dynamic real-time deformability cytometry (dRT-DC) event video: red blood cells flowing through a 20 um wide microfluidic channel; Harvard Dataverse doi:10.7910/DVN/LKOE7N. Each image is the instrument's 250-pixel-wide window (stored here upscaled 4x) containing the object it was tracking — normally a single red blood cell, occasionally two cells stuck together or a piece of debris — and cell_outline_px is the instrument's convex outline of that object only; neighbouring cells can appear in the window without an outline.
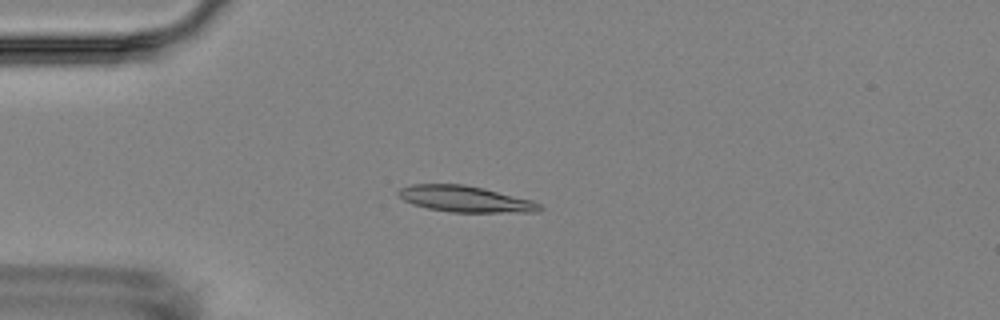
{"species": "Egyptian fruit bat (a non-hibernating species)", "species_latin": "Rousettus aegyptiacus", "temperature_condition": "room temperature", "stored_images_in_passage": 8, "camera_frame_rate_fps": 3000, "um_per_image_px": 0.085, "animal": {"sex": "female"}, "frame": {"image": 1, "passage_image": 4, "time_ms": 3.333, "image_size_px": [1000, 320], "cell_outline_px": [[544, 208], [536, 212], [452, 212], [428, 208], [412, 204], [404, 200], [396, 192], [400, 188], [412, 184], [464, 184], [484, 188], [532, 200], [540, 204]], "centroid_in_image_um": [39.55, 16.91], "position_along_channel_um": 45.5, "area_um2": 21.5}}
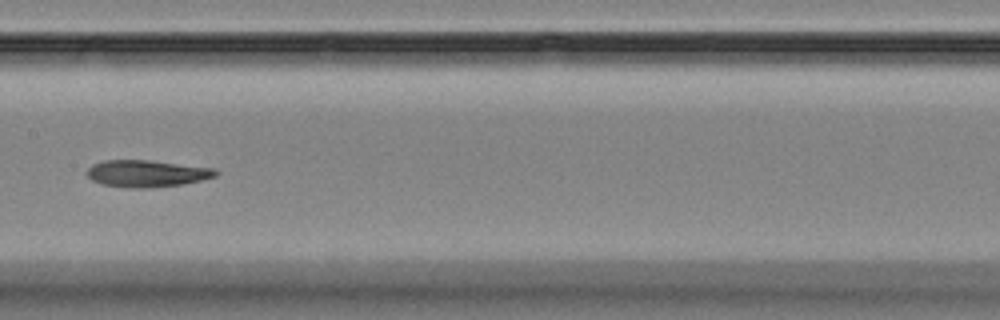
{"frame": {"image": 2, "passage_image": 8, "time_ms": 8.0, "image_size_px": [1000, 320], "cell_outline_px": [[220, 172], [216, 176], [184, 184], [148, 188], [128, 188], [100, 184], [92, 180], [84, 172], [92, 164], [104, 160], [148, 160], [216, 168]], "centroid_in_image_um": [12.46, 14.75], "position_along_channel_um": 194.9, "area_um2": 20.4}}